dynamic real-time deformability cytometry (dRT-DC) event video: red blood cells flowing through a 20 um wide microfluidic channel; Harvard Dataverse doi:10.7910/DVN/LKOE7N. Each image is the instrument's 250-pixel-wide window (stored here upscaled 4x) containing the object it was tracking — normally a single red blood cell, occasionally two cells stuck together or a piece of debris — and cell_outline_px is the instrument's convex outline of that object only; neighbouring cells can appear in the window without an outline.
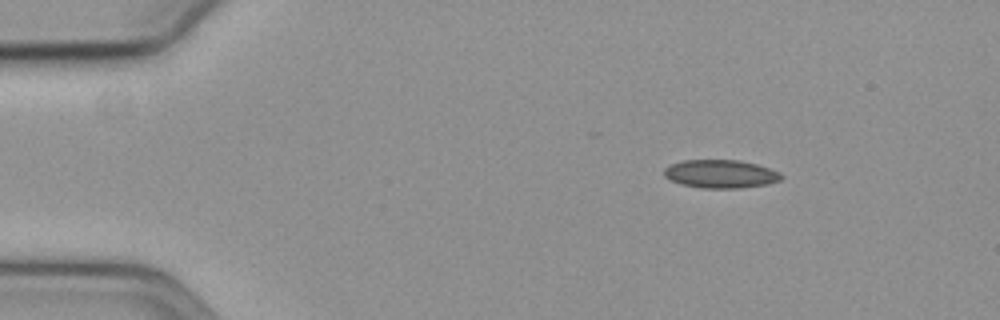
{"species": "common noctule bat (a hibernating species)", "species_latin": "Nyctalus noctula", "temperature_condition": "cold", "stored_images_in_passage": 23, "camera_frame_rate_fps": 3000, "um_per_image_px": 0.085, "animal": {"sex": "female", "body_mass_g": 19.3, "forearm_length_mm": 54.1}, "frame": {"image": 1, "passage_image": 1, "time_ms": 0.0, "image_size_px": [1000, 320], "cell_outline_px": [[784, 176], [780, 180], [768, 184], [740, 188], [700, 188], [680, 184], [664, 176], [664, 168], [672, 164], [684, 160], [740, 160], [756, 164], [780, 172]], "centroid_in_image_um": [61.26, 14.79], "position_along_channel_um": 23.7, "area_um2": 19.31}}
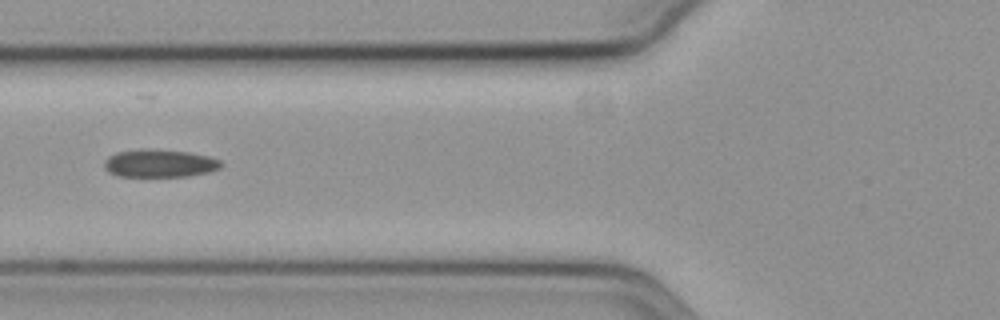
{"frame": {"image": 2, "passage_image": 15, "time_ms": 4.667, "image_size_px": [1000, 320], "cell_outline_px": [[224, 164], [220, 168], [208, 172], [188, 176], [120, 176], [108, 172], [104, 168], [104, 160], [108, 156], [116, 152], [140, 148], [148, 148], [188, 152], [208, 156], [220, 160]], "centroid_in_image_um": [13.54, 13.87], "position_along_channel_um": 112.3, "area_um2": 19.13}}
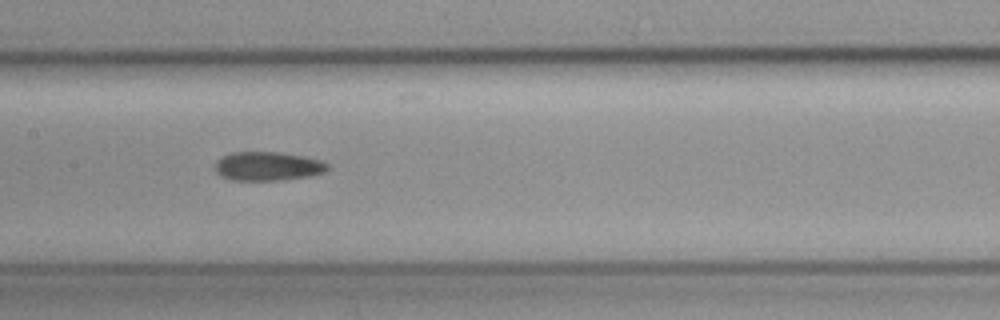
{"frame": {"image": 3, "passage_image": 21, "time_ms": 6.667, "image_size_px": [1000, 320], "cell_outline_px": [[328, 168], [324, 172], [308, 176], [280, 180], [232, 180], [220, 176], [212, 168], [216, 160], [220, 156], [232, 152], [280, 152], [304, 156], [320, 160], [328, 164]], "centroid_in_image_um": [22.68, 14.12], "position_along_channel_um": 184.7, "area_um2": 19.13}}